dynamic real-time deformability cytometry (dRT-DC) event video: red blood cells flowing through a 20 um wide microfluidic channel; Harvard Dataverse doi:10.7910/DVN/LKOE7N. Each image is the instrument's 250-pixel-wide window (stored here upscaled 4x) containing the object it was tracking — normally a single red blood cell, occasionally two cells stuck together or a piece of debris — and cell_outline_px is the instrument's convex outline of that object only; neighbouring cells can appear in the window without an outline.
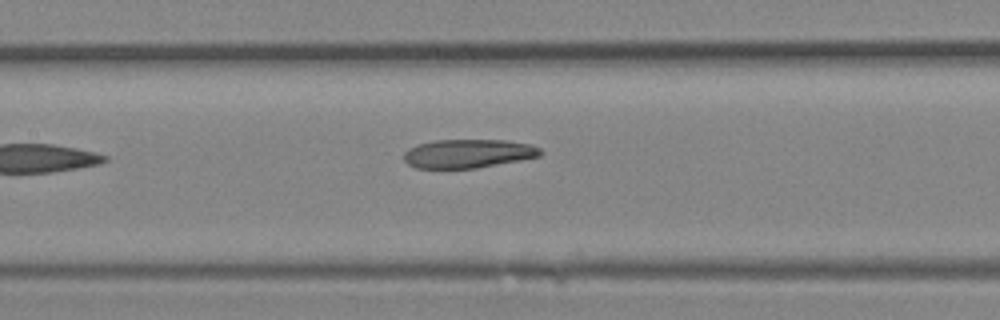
{"species": "Egyptian fruit bat (a non-hibernating species)", "species_latin": "Rousettus aegyptiacus", "temperature_condition": "room temperature", "stored_images_in_passage": 13, "camera_frame_rate_fps": 3000, "um_per_image_px": 0.085, "animal": {"sex": "female"}, "frame": {"image": 1, "passage_image": 13, "time_ms": 4.0, "image_size_px": [1000, 320], "cell_outline_px": [[544, 152], [540, 156], [520, 160], [476, 168], [416, 168], [408, 164], [404, 160], [404, 152], [408, 148], [416, 144], [436, 140], [508, 140], [532, 144], [540, 148]], "centroid_in_image_um": [39.8, 13.04], "position_along_channel_um": 167.6, "area_um2": 23.0}}